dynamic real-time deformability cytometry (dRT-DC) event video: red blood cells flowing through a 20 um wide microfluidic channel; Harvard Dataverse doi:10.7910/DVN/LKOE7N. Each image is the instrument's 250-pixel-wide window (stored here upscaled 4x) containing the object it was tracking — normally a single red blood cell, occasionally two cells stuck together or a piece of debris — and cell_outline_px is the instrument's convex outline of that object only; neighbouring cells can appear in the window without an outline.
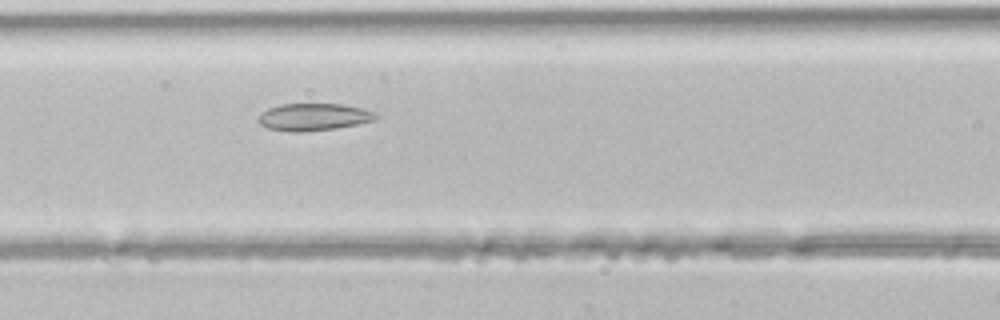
{"species": "common noctule bat (a hibernating species)", "species_latin": "Nyctalus noctula", "temperature_condition": "room temperature", "stored_images_in_passage": 28, "camera_frame_rate_fps": 3000, "um_per_image_px": 0.085, "animal": {"sex": "male", "body_mass_g": 21.5, "forearm_length_mm": 52.0}, "frame": {"image": 1, "passage_image": 8, "time_ms": 2.333, "image_size_px": [1000, 320], "cell_outline_px": [[376, 120], [336, 128], [304, 132], [292, 132], [268, 128], [260, 124], [256, 120], [260, 112], [268, 108], [280, 104], [344, 104], [364, 108], [376, 112]], "centroid_in_image_um": [26.63, 9.94], "position_along_channel_um": 140.0, "area_um2": 18.84}}
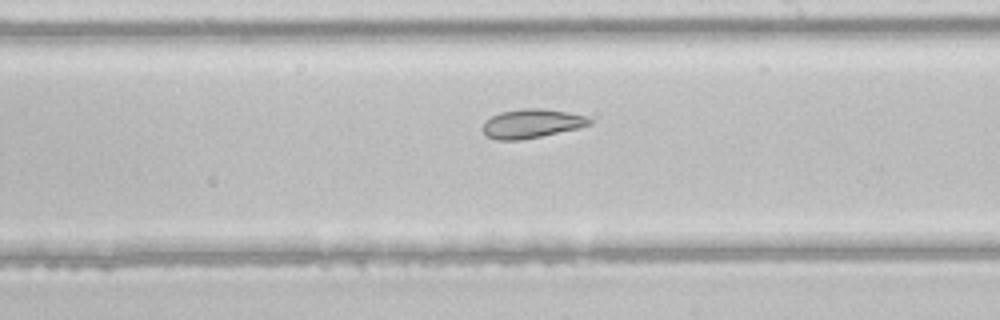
{"frame": {"image": 2, "passage_image": 15, "time_ms": 4.667, "image_size_px": [1000, 320], "cell_outline_px": [[592, 124], [580, 128], [520, 140], [496, 140], [484, 136], [480, 128], [484, 120], [500, 112], [524, 108], [544, 108], [568, 112], [584, 116], [592, 120]], "centroid_in_image_um": [45.13, 10.51], "position_along_channel_um": 243.9, "area_um2": 18.32}}
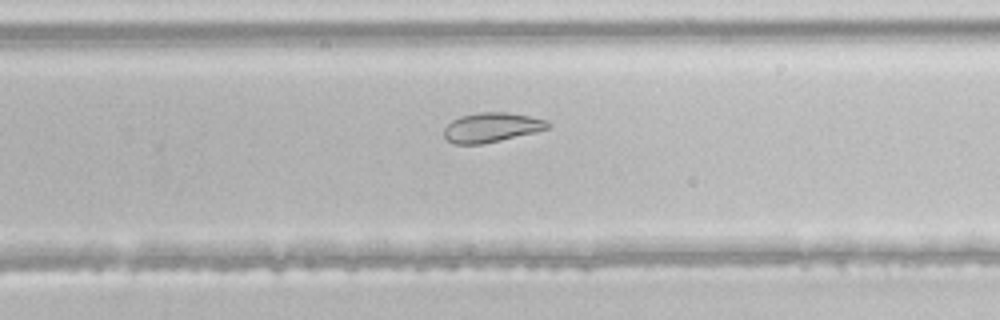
{"frame": {"image": 3, "passage_image": 18, "time_ms": 5.667, "image_size_px": [1000, 320], "cell_outline_px": [[552, 128], [536, 132], [500, 140], [480, 144], [456, 144], [448, 140], [444, 136], [444, 128], [452, 120], [460, 116], [480, 112], [508, 112], [548, 120], [552, 124]], "centroid_in_image_um": [41.83, 10.82], "position_along_channel_um": 288.0, "area_um2": 17.92}}